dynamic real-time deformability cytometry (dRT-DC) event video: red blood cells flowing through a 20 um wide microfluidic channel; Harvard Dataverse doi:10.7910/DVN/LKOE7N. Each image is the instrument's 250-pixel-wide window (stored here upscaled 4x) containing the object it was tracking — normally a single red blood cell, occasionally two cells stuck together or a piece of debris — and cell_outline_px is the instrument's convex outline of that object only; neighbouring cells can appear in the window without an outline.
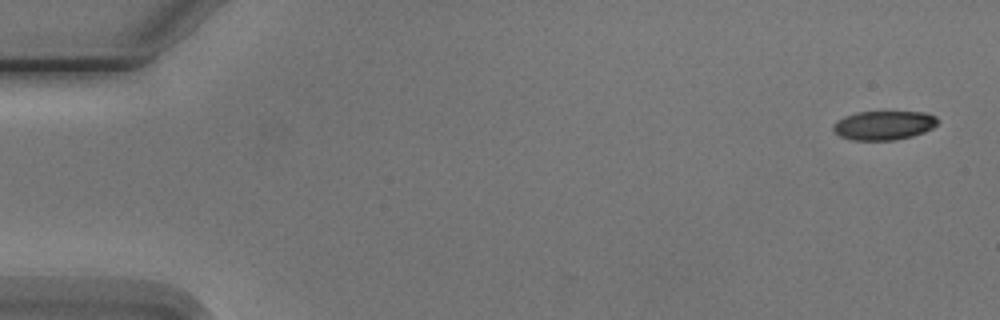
{"species": "Egyptian fruit bat (a non-hibernating species)", "species_latin": "Rousettus aegyptiacus", "temperature_condition": "cold", "stored_images_in_passage": 6, "camera_frame_rate_fps": 3000, "um_per_image_px": 0.085, "animal": {"sex": "male"}, "frame": {"image": 1, "passage_image": 1, "time_ms": 0.0, "image_size_px": [1000, 320], "cell_outline_px": [[936, 124], [932, 128], [924, 132], [912, 136], [892, 140], [852, 140], [840, 136], [832, 128], [832, 124], [844, 116], [856, 112], [924, 112], [936, 116]], "centroid_in_image_um": [75.09, 10.65], "position_along_channel_um": 9.9, "area_um2": 17.57}}
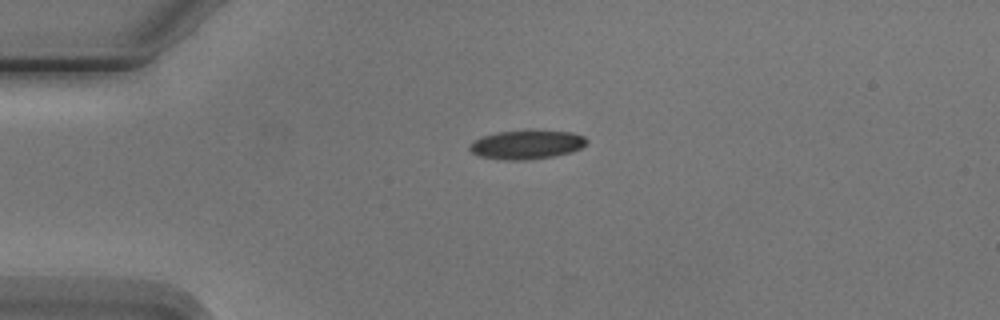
{"frame": {"image": 2, "passage_image": 4, "time_ms": 3.667, "image_size_px": [1000, 320], "cell_outline_px": [[588, 144], [572, 152], [552, 156], [528, 160], [504, 160], [476, 156], [468, 148], [468, 144], [472, 140], [496, 132], [524, 128], [528, 128], [572, 132], [584, 136], [588, 140]], "centroid_in_image_um": [44.75, 12.26], "position_along_channel_um": 40.2, "area_um2": 20.63}}
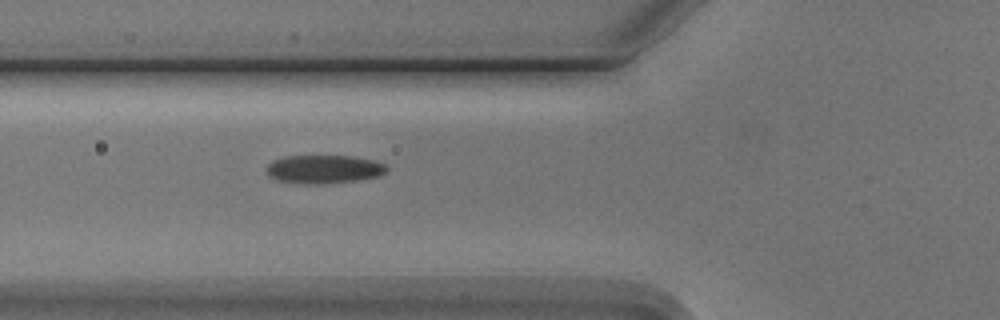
{"frame": {"image": 3, "passage_image": 6, "time_ms": 6.0, "image_size_px": [1000, 320], "cell_outline_px": [[388, 168], [384, 172], [376, 176], [356, 180], [324, 184], [308, 184], [276, 180], [268, 176], [268, 164], [272, 160], [284, 156], [352, 156], [372, 160], [384, 164]], "centroid_in_image_um": [27.48, 14.38], "position_along_channel_um": 98.3, "area_um2": 19.71}}